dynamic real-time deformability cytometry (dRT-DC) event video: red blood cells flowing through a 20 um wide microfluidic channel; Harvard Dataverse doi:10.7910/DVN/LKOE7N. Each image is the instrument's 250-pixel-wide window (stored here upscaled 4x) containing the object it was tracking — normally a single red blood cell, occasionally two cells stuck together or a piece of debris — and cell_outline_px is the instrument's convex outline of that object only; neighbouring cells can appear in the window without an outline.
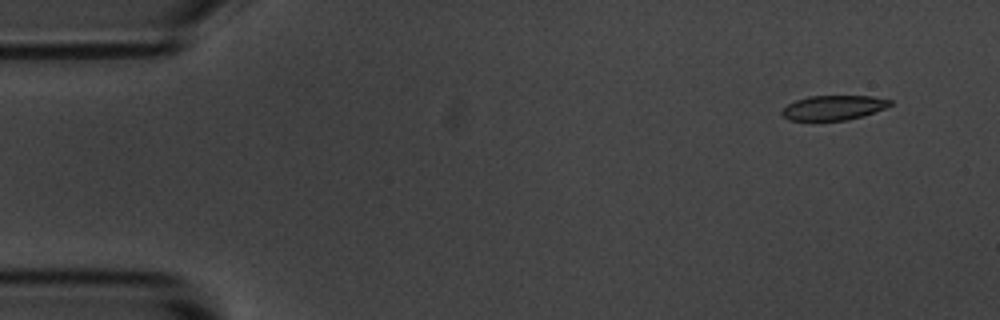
{"species": "common noctule bat (a hibernating species)", "species_latin": "Nyctalus noctula", "temperature_condition": "room temperature", "stored_images_in_passage": 14, "camera_frame_rate_fps": 3000, "um_per_image_px": 0.085, "animal": {"sex": "male", "body_mass_g": 20.1, "forearm_length_mm": 53.5}, "frame": {"image": 1, "passage_image": 1, "time_ms": 0.0, "image_size_px": [1000, 320], "cell_outline_px": [[892, 104], [884, 108], [848, 120], [788, 120], [780, 112], [788, 104], [796, 100], [808, 96], [872, 96], [892, 100]], "centroid_in_image_um": [70.83, 9.14], "position_along_channel_um": 14.2, "area_um2": 15.32}}
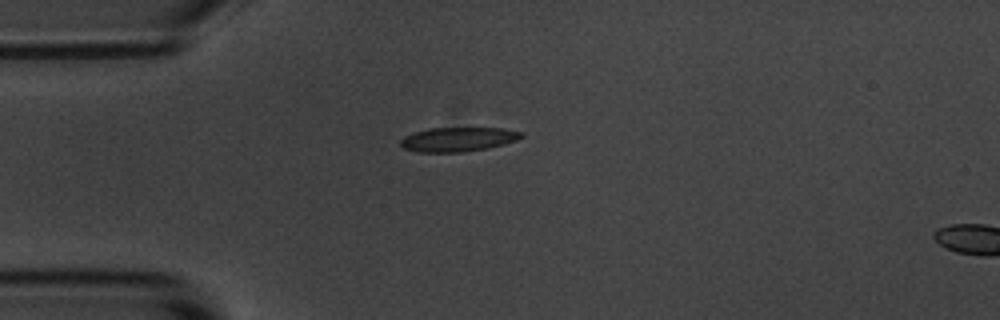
{"frame": {"image": 2, "passage_image": 11, "time_ms": 3.333, "image_size_px": [1000, 320], "cell_outline_px": [[524, 136], [516, 140], [504, 144], [488, 148], [460, 152], [416, 152], [404, 148], [400, 144], [400, 140], [404, 136], [428, 128], [504, 128], [524, 132]], "centroid_in_image_um": [38.95, 11.84], "position_along_channel_um": 46.0, "area_um2": 17.11}}